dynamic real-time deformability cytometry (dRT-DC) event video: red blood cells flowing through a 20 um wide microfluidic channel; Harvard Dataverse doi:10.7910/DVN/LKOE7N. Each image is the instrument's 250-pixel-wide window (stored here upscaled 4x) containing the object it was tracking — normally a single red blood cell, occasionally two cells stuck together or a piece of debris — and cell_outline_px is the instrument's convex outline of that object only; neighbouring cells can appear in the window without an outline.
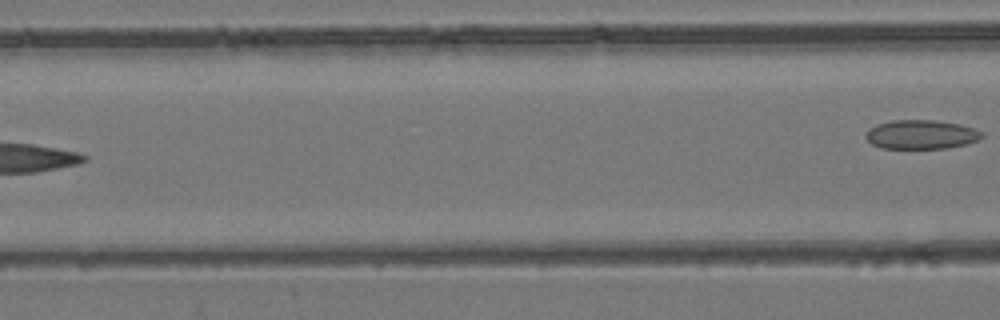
{"species": "common noctule bat (a hibernating species)", "species_latin": "Nyctalus noctula", "temperature_condition": "room temperature", "stored_images_in_passage": 5, "camera_frame_rate_fps": 3000, "um_per_image_px": 0.085, "animal": {"sex": "female", "body_mass_g": 24.6, "forearm_length_mm": 56.2}, "frame": {"image": 1, "passage_image": 5, "time_ms": 1.333, "image_size_px": [1000, 320], "cell_outline_px": [[984, 136], [980, 140], [948, 148], [880, 148], [872, 144], [864, 136], [876, 124], [892, 120], [932, 120], [960, 124], [984, 132]], "centroid_in_image_um": [78.33, 11.43], "position_along_channel_um": 88.3, "area_um2": 19.59}}